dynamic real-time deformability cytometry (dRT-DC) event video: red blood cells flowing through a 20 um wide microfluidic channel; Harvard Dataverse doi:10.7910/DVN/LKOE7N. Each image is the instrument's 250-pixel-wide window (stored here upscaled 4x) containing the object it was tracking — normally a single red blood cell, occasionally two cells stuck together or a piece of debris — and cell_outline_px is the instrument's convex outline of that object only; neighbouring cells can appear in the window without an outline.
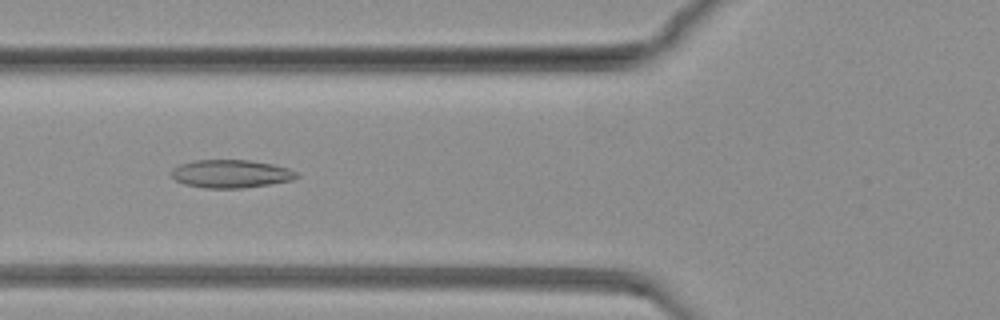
{"species": "common noctule bat (a hibernating species)", "species_latin": "Nyctalus noctula", "temperature_condition": "warm", "stored_images_in_passage": 77, "camera_frame_rate_fps": 3000, "um_per_image_px": 0.085, "animal": {"sex": "female", "body_mass_g": 19.3, "forearm_length_mm": 54.1}, "frame": {"image": 1, "passage_image": 31, "time_ms": 10.0, "image_size_px": [1000, 320], "cell_outline_px": [[300, 176], [292, 180], [268, 184], [240, 188], [204, 188], [184, 184], [176, 180], [172, 176], [172, 168], [180, 164], [192, 160], [252, 160], [272, 164], [288, 168], [296, 172]], "centroid_in_image_um": [19.61, 14.76], "position_along_channel_um": 106.2, "area_um2": 20.46}}
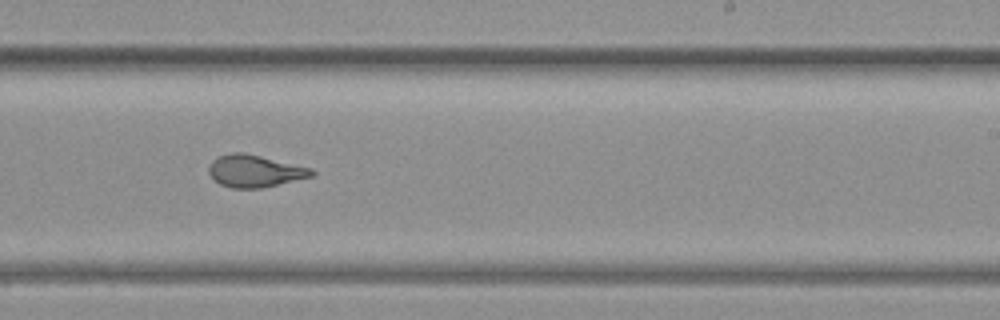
{"frame": {"image": 2, "passage_image": 50, "time_ms": 16.333, "image_size_px": [1000, 320], "cell_outline_px": [[316, 172], [312, 176], [260, 188], [232, 188], [220, 184], [208, 172], [208, 168], [212, 160], [220, 156], [232, 152], [240, 152], [260, 156], [312, 168]], "centroid_in_image_um": [21.65, 14.53], "position_along_channel_um": 267.4, "area_um2": 18.96}}
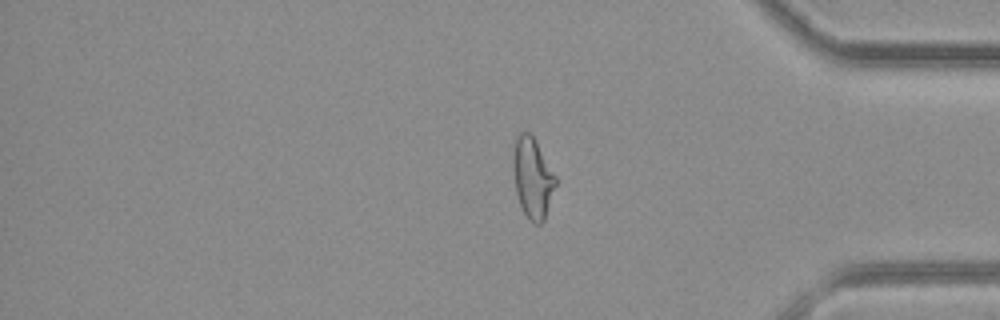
{"frame": {"image": 3, "passage_image": 67, "time_ms": 22.0, "image_size_px": [1000, 320], "cell_outline_px": [[556, 184], [544, 220], [540, 224], [532, 224], [528, 220], [520, 204], [516, 192], [512, 168], [512, 160], [516, 136], [520, 132], [528, 132], [532, 136], [556, 176]], "centroid_in_image_um": [45.25, 15.14], "position_along_channel_um": 390.0, "area_um2": 19.77}}